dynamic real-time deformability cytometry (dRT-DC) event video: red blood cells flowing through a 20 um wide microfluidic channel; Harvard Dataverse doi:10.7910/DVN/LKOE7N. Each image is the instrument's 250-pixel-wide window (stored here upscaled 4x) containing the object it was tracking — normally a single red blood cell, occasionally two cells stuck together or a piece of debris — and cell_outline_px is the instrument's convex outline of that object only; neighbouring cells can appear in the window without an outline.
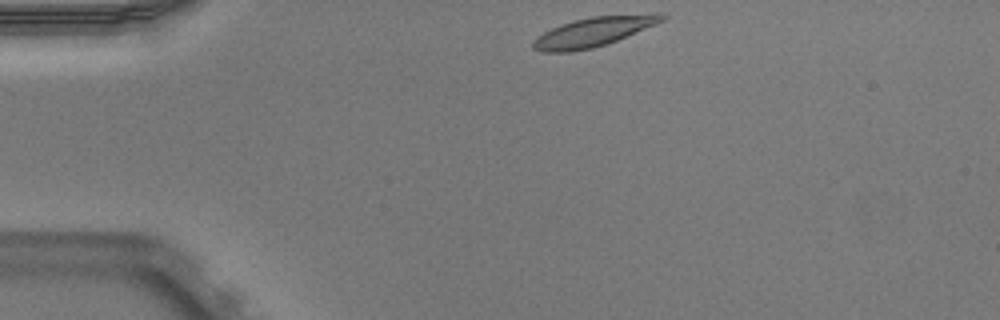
{"species": "Egyptian fruit bat (a non-hibernating species)", "species_latin": "Rousettus aegyptiacus", "temperature_condition": "warm", "stored_images_in_passage": 42, "camera_frame_rate_fps": 3000, "um_per_image_px": 0.085, "animal": {"sex": "male"}, "frame": {"image": 1, "passage_image": 1, "time_ms": 0.0, "image_size_px": [1000, 320], "cell_outline_px": [[668, 16], [664, 20], [656, 24], [616, 40], [592, 48], [568, 52], [540, 52], [532, 48], [532, 40], [536, 36], [560, 24], [592, 16], [656, 12], [660, 12]], "centroid_in_image_um": [50.46, 2.68], "position_along_channel_um": 34.5, "area_um2": 22.2}}
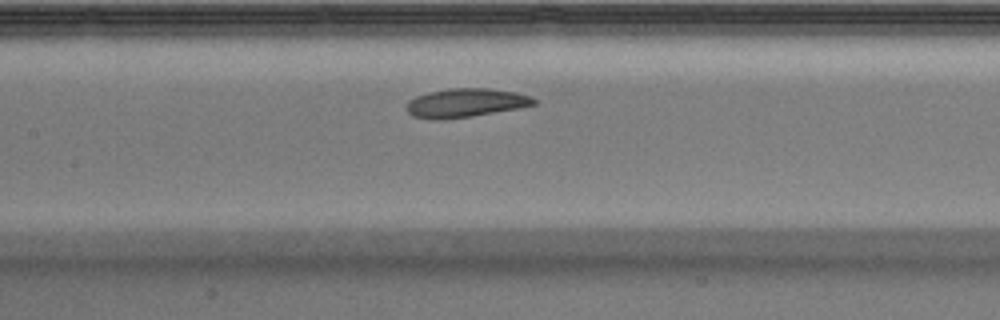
{"frame": {"image": 2, "passage_image": 15, "time_ms": 4.667, "image_size_px": [1000, 320], "cell_outline_px": [[536, 104], [520, 108], [472, 116], [444, 120], [432, 120], [412, 116], [404, 108], [408, 100], [416, 96], [428, 92], [448, 88], [488, 88], [516, 92], [532, 96], [536, 100]], "centroid_in_image_um": [39.55, 8.75], "position_along_channel_um": 167.9, "area_um2": 21.73}}
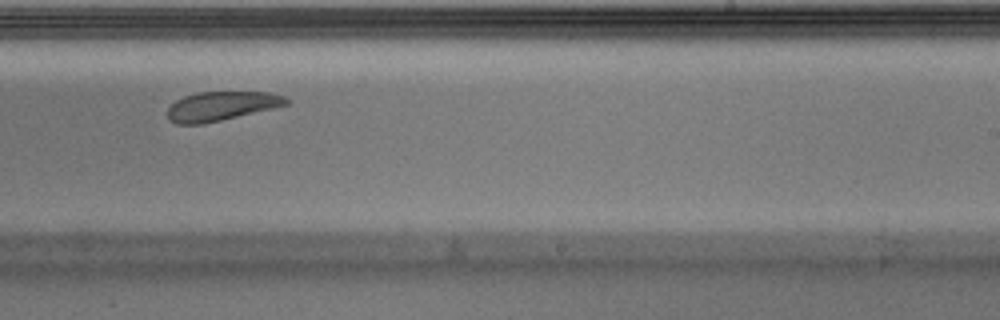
{"frame": {"image": 3, "passage_image": 23, "time_ms": 7.333, "image_size_px": [1000, 320], "cell_outline_px": [[288, 104], [272, 108], [204, 124], [176, 124], [168, 120], [168, 108], [176, 100], [184, 96], [196, 92], [268, 92], [284, 96], [288, 100]], "centroid_in_image_um": [18.76, 9.02], "position_along_channel_um": 270.2, "area_um2": 20.0}, "authors_computed_cell_mechanics": {"area_um2": 21.8195, "velocity_mm_per_s": 3.8558, "shape_relaxation_time_tau1_ms": 2.1003, "shape_relaxation_time_tau2_ms": 2.6465, "deformation_change_tau1": 0.1088, "deformation_change_tau2": 0.0935}}